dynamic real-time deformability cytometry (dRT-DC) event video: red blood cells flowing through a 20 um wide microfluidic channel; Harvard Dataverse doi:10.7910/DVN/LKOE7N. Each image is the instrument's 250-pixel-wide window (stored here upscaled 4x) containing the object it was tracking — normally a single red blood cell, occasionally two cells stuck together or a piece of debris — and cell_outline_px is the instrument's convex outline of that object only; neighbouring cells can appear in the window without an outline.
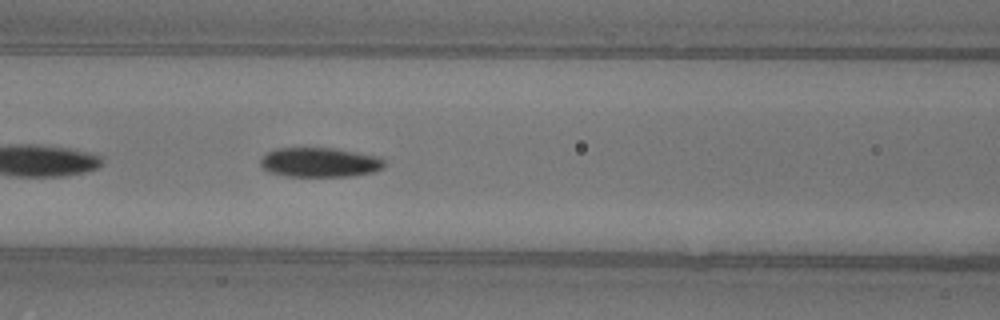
{"species": "common noctule bat (a hibernating species)", "species_latin": "Nyctalus noctula", "temperature_condition": "warm", "stored_images_in_passage": 51, "camera_frame_rate_fps": 3000, "um_per_image_px": 0.085, "animal": {"sex": "female"}, "frame": {"image": 1, "passage_image": 22, "time_ms": 7.0, "image_size_px": [1000, 320], "cell_outline_px": [[384, 168], [372, 172], [348, 176], [288, 176], [268, 172], [260, 164], [260, 160], [268, 152], [276, 148], [332, 148], [356, 152], [376, 156], [384, 160]], "centroid_in_image_um": [27.16, 13.8], "position_along_channel_um": 139.4, "area_um2": 21.1}, "authors_computed_cell_mechanics": {"area_um2": 21.7328, "velocity_mm_per_s": 4.0292, "shape_relaxation_time_tau1_ms": 5.0555, "shape_relaxation_time_tau2_ms": 2.0969, "deformation_change_tau1": 0.1548, "deformation_change_tau2": 0.0602}}